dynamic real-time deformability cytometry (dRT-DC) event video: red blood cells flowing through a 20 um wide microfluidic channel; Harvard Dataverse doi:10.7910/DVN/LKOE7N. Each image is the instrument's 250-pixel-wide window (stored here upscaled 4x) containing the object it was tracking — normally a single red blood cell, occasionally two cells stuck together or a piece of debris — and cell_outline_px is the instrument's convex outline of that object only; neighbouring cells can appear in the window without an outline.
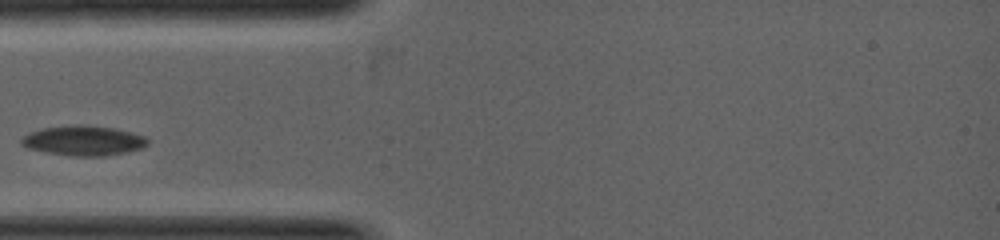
{"species": "common noctule bat (a hibernating species)", "species_latin": "Nyctalus noctula", "temperature_condition": "warm", "stored_images_in_passage": 5, "camera_frame_rate_fps": 5000, "um_per_image_px": 0.085, "animal": {"sex": "female", "body_mass_g": 19.0, "forearm_length_mm": 53.3}, "frame": {"image": 1, "passage_image": 3, "time_ms": 0.8, "image_size_px": [1000, 240], "cell_outline_px": [[148, 144], [140, 148], [124, 152], [104, 156], [72, 156], [48, 152], [28, 148], [20, 144], [20, 140], [24, 136], [32, 132], [44, 128], [80, 124], [112, 128], [144, 136], [148, 140]], "centroid_in_image_um": [7.08, 11.96], "position_along_channel_um": 77.9, "area_um2": 21.5}}
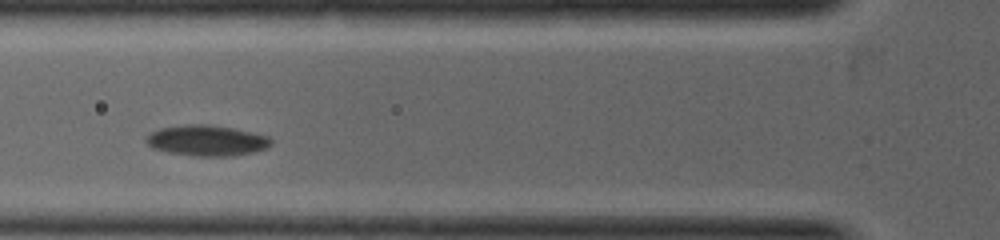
{"frame": {"image": 2, "passage_image": 4, "time_ms": 1.2, "image_size_px": [1000, 240], "cell_outline_px": [[272, 144], [264, 148], [252, 152], [232, 156], [192, 156], [168, 152], [152, 148], [148, 144], [148, 136], [152, 132], [164, 128], [184, 124], [208, 124], [232, 128], [268, 136], [272, 140]], "centroid_in_image_um": [17.59, 11.95], "position_along_channel_um": 108.2, "area_um2": 22.02}}
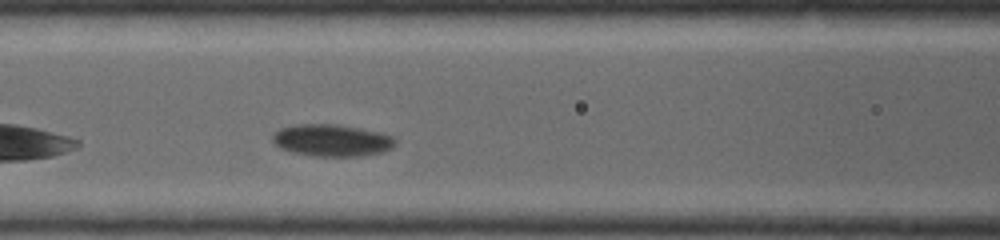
{"frame": {"image": 3, "passage_image": 5, "time_ms": 1.6, "image_size_px": [1000, 240], "cell_outline_px": [[396, 144], [392, 148], [384, 152], [364, 156], [316, 156], [292, 152], [280, 148], [272, 140], [272, 136], [280, 128], [296, 124], [336, 124], [360, 128], [380, 132], [392, 136], [396, 140]], "centroid_in_image_um": [28.24, 11.93], "position_along_channel_um": 138.4, "area_um2": 23.0}}